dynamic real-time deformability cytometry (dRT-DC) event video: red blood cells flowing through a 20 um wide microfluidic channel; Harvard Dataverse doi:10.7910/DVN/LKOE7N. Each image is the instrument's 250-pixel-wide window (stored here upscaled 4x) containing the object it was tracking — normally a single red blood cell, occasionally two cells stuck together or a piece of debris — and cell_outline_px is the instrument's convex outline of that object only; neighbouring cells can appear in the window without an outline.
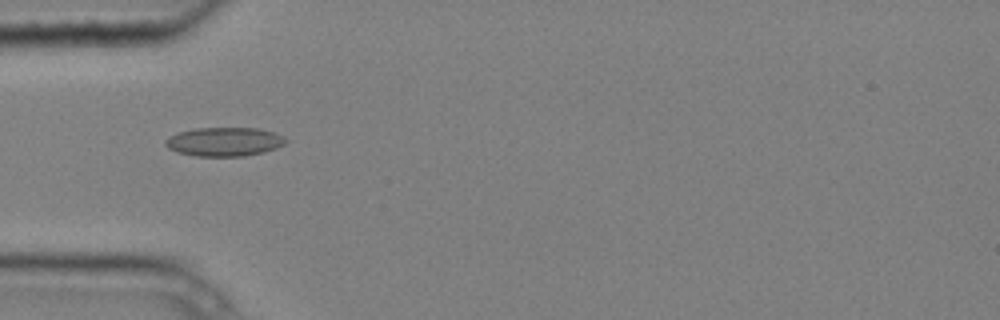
{"species": "common noctule bat (a hibernating species)", "species_latin": "Nyctalus noctula", "temperature_condition": "cold", "stored_images_in_passage": 10, "camera_frame_rate_fps": 3000, "um_per_image_px": 0.085, "animal": {"sex": "male", "body_mass_g": 20.4}, "frame": {"image": 1, "passage_image": 2, "time_ms": 0.333, "image_size_px": [1000, 320], "cell_outline_px": [[288, 140], [284, 144], [276, 148], [264, 152], [244, 156], [196, 156], [176, 152], [168, 148], [164, 144], [164, 140], [168, 136], [180, 132], [196, 128], [256, 128], [272, 132], [284, 136]], "centroid_in_image_um": [19.05, 12.05], "position_along_channel_um": 66.0, "area_um2": 20.29}}
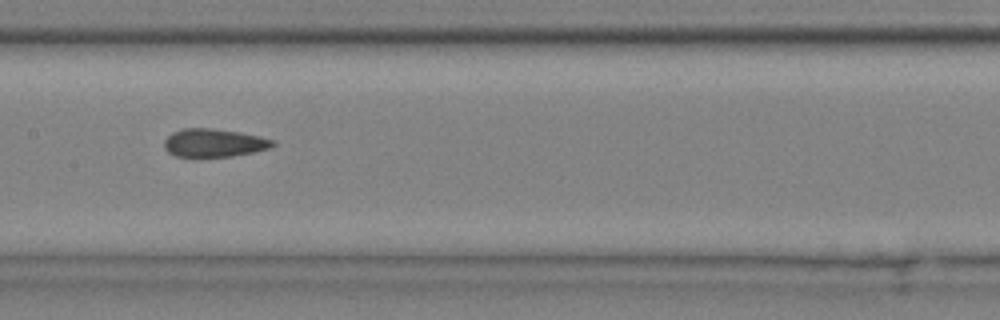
{"frame": {"image": 2, "passage_image": 5, "time_ms": 1.333, "image_size_px": [1000, 320], "cell_outline_px": [[276, 144], [268, 148], [252, 152], [232, 156], [176, 156], [168, 152], [164, 148], [164, 140], [172, 132], [184, 128], [212, 128], [240, 132], [260, 136], [276, 140]], "centroid_in_image_um": [18.19, 12.13], "position_along_channel_um": 189.2, "area_um2": 17.74}}
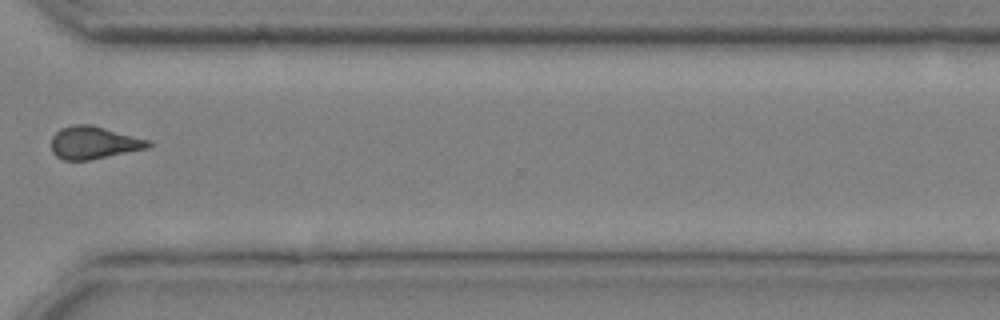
{"frame": {"image": 3, "passage_image": 9, "time_ms": 2.667, "image_size_px": [1000, 320], "cell_outline_px": [[152, 144], [148, 148], [88, 160], [64, 160], [56, 156], [52, 152], [52, 136], [60, 128], [76, 124], [92, 124], [152, 140]], "centroid_in_image_um": [7.99, 12.11], "position_along_channel_um": 362.6, "area_um2": 18.55}}